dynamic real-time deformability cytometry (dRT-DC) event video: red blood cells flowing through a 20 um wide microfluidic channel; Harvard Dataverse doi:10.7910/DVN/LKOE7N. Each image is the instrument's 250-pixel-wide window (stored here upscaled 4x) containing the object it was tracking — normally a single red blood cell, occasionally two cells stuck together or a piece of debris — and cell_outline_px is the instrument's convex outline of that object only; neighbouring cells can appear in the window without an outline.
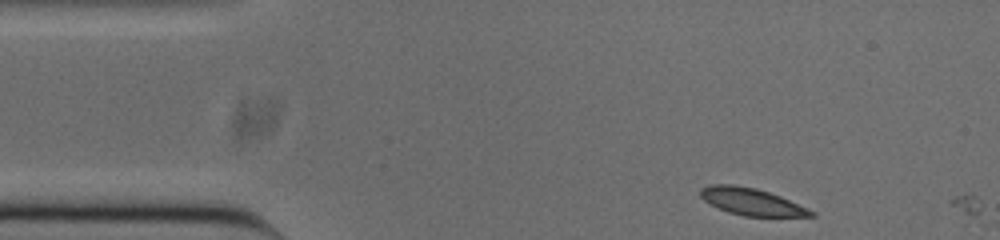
{"species": "common noctule bat (a hibernating species)", "species_latin": "Nyctalus noctula", "temperature_condition": "cold", "stored_images_in_passage": 2, "camera_frame_rate_fps": 3000, "um_per_image_px": 0.085, "animal": {"sex": "male", "body_mass_g": 20.0, "forearm_length_mm": 53.3}, "frame": {"image": 1, "passage_image": 1, "time_ms": 0.0, "image_size_px": [1000, 240], "cell_outline_px": [[816, 216], [744, 216], [728, 212], [704, 200], [700, 196], [700, 188], [708, 184], [732, 184], [756, 188], [780, 196], [808, 208], [816, 212]], "centroid_in_image_um": [63.88, 17.13], "position_along_channel_um": 21.1, "area_um2": 17.34}}